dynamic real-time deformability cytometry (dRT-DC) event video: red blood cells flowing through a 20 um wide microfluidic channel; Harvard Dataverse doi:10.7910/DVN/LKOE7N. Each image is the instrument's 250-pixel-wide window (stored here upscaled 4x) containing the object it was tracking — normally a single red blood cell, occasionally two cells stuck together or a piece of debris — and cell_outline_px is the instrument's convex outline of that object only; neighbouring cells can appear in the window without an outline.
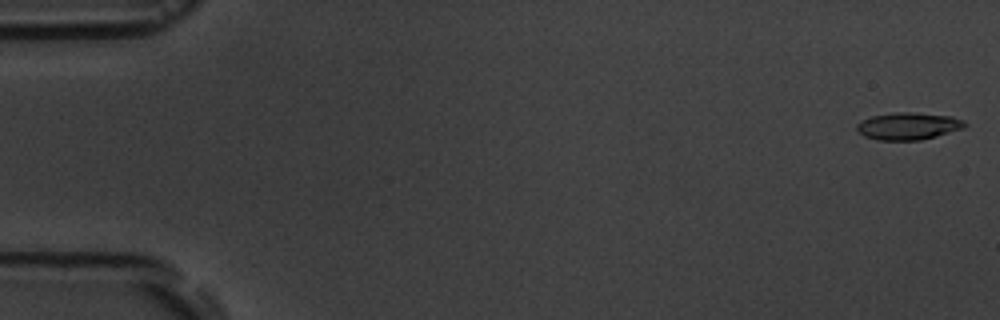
{"species": "common noctule bat (a hibernating species)", "species_latin": "Nyctalus noctula", "temperature_condition": "room temperature", "stored_images_in_passage": 13, "camera_frame_rate_fps": 3000, "um_per_image_px": 0.085, "animal": {"sex": "male", "body_mass_g": 19.5, "forearm_length_mm": 54.6}, "frame": {"image": 1, "passage_image": 1, "time_ms": 0.0, "image_size_px": [1000, 320], "cell_outline_px": [[968, 124], [964, 128], [936, 136], [920, 140], [876, 140], [864, 136], [856, 128], [856, 124], [860, 120], [872, 116], [896, 112], [912, 112], [952, 116], [964, 120]], "centroid_in_image_um": [77.21, 10.71], "position_along_channel_um": 7.8, "area_um2": 17.22}}
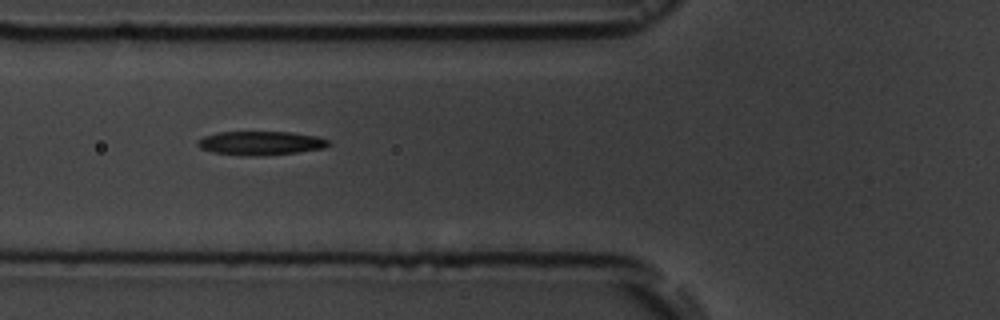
{"frame": {"image": 2, "passage_image": 6, "time_ms": 6.667, "image_size_px": [1000, 320], "cell_outline_px": [[332, 144], [324, 148], [296, 152], [264, 156], [244, 156], [212, 152], [200, 148], [196, 144], [204, 136], [220, 132], [292, 132], [316, 136], [328, 140]], "centroid_in_image_um": [22.17, 12.17], "position_along_channel_um": 103.6, "area_um2": 18.21}}
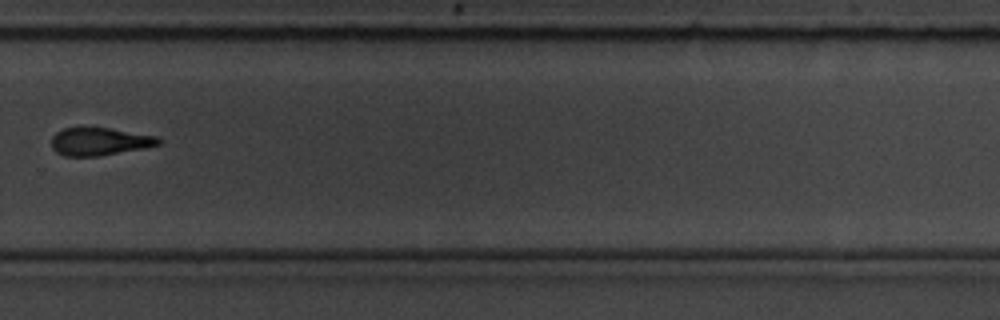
{"frame": {"image": 3, "passage_image": 11, "time_ms": 12.667, "image_size_px": [1000, 320], "cell_outline_px": [[160, 144], [144, 148], [100, 156], [64, 156], [56, 152], [52, 148], [52, 136], [56, 132], [64, 128], [80, 124], [108, 128], [156, 136], [160, 140]], "centroid_in_image_um": [8.39, 11.99], "position_along_channel_um": 321.4, "area_um2": 17.8}, "authors_computed_cell_mechanics": {"area_um2": 17.8024, "velocity_mm_per_s": 3.641, "shape_relaxation_time_tau1_ms": 3.2604, "shape_relaxation_time_tau2_ms": 3.0394, "deformation_change_tau1": 0.1276, "deformation_change_tau2": 0.1019}}